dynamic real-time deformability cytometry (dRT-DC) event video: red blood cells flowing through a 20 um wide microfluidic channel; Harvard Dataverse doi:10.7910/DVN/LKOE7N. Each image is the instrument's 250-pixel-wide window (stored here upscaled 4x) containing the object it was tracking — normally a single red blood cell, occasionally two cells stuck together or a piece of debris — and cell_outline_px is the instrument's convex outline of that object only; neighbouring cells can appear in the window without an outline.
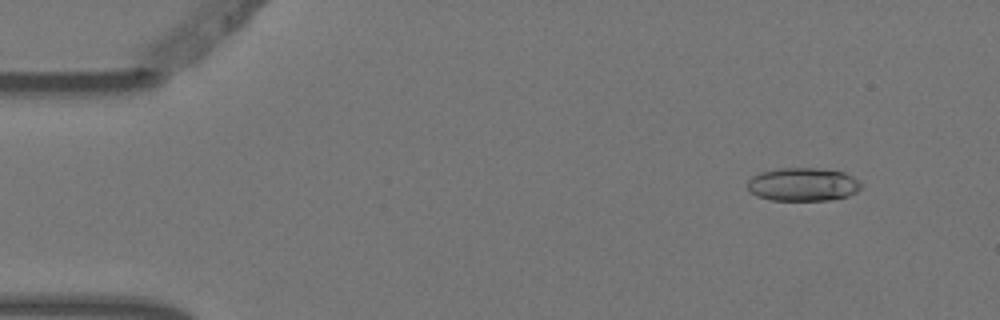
{"species": "Egyptian fruit bat (a non-hibernating species)", "species_latin": "Rousettus aegyptiacus", "temperature_condition": "warm", "stored_images_in_passage": 5, "camera_frame_rate_fps": 3000, "um_per_image_px": 0.085, "animal": {"sex": "female"}, "frame": {"image": 1, "passage_image": 2, "time_ms": 0.333, "image_size_px": [1000, 320], "cell_outline_px": [[860, 188], [856, 192], [848, 196], [828, 200], [772, 200], [756, 196], [748, 188], [748, 180], [752, 176], [760, 172], [780, 168], [820, 168], [844, 172], [852, 176], [860, 184]], "centroid_in_image_um": [68.23, 15.67], "position_along_channel_um": 16.8, "area_um2": 21.96}}
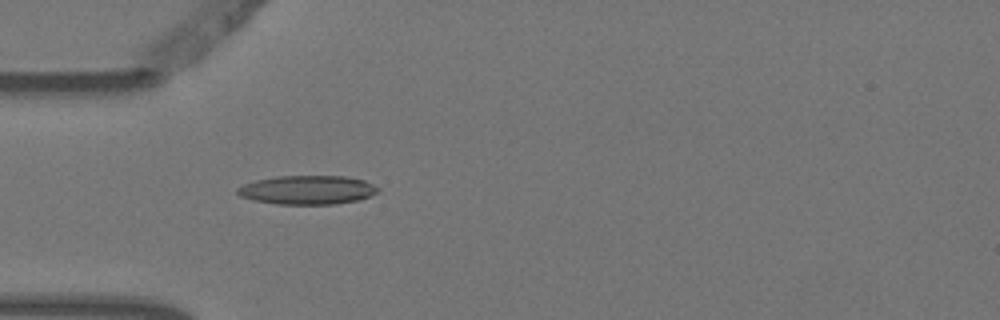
{"frame": {"image": 2, "passage_image": 5, "time_ms": 1.333, "image_size_px": [1000, 320], "cell_outline_px": [[380, 188], [376, 192], [368, 196], [356, 200], [336, 204], [276, 204], [252, 200], [240, 196], [236, 192], [236, 188], [244, 184], [256, 180], [276, 176], [344, 176], [364, 180]], "centroid_in_image_um": [26.08, 16.14], "position_along_channel_um": 58.9, "area_um2": 23.58}}